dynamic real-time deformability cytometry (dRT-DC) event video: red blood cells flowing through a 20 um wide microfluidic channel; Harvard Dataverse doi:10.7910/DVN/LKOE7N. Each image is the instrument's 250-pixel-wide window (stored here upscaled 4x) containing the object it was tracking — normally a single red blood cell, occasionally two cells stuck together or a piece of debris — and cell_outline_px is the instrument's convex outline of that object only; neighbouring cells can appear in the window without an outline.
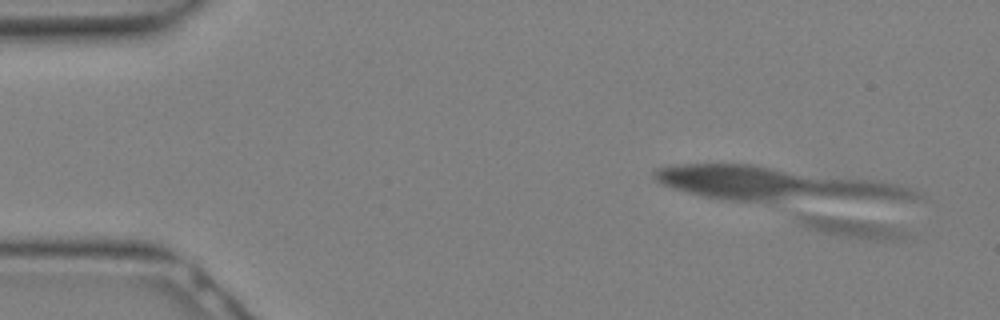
{"species": "Egyptian fruit bat (a non-hibernating species)", "species_latin": "Rousettus aegyptiacus", "temperature_condition": "warm", "stored_images_in_passage": 30, "segment_of_instrument_passage": [1, 2], "camera_frame_rate_fps": 3000, "um_per_image_px": 0.085, "animal": {"sex": "female"}, "frame": {"image": 1, "passage_image": 2, "time_ms": 0.333, "image_size_px": [1000, 320], "cell_outline_px": [[908, 236], [896, 240], [876, 240], [848, 236], [824, 232], [808, 228], [800, 224], [800, 216], [820, 216], [892, 224], [904, 232]], "centroid_in_image_um": [72.54, 19.38], "position_along_channel_um": 12.5, "area_um2": 11.5}}